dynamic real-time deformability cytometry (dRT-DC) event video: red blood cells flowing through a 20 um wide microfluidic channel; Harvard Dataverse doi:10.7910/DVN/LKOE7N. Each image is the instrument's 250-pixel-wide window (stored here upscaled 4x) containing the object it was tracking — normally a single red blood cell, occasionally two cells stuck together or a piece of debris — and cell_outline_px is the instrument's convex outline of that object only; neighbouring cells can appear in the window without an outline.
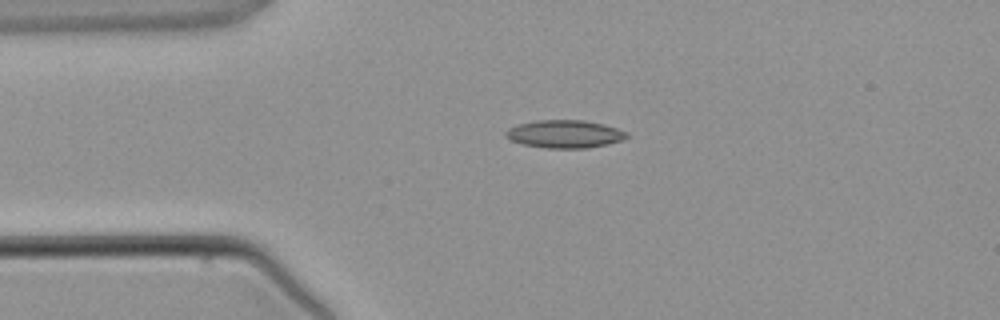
{"species": "common noctule bat (a hibernating species)", "species_latin": "Nyctalus noctula", "temperature_condition": "warm", "stored_images_in_passage": 2, "camera_frame_rate_fps": 3000, "um_per_image_px": 0.085, "animal": {"sex": "male", "body_mass_g": 21.5, "forearm_length_mm": 52.0}, "frame": {"image": 1, "passage_image": 2, "time_ms": 1.333, "image_size_px": [1000, 320], "cell_outline_px": [[628, 136], [624, 140], [608, 144], [588, 148], [544, 148], [524, 144], [512, 140], [504, 136], [504, 132], [508, 128], [520, 124], [536, 120], [584, 120], [604, 124], [628, 132]], "centroid_in_image_um": [48.02, 11.39], "position_along_channel_um": 37.0, "area_um2": 19.71}}